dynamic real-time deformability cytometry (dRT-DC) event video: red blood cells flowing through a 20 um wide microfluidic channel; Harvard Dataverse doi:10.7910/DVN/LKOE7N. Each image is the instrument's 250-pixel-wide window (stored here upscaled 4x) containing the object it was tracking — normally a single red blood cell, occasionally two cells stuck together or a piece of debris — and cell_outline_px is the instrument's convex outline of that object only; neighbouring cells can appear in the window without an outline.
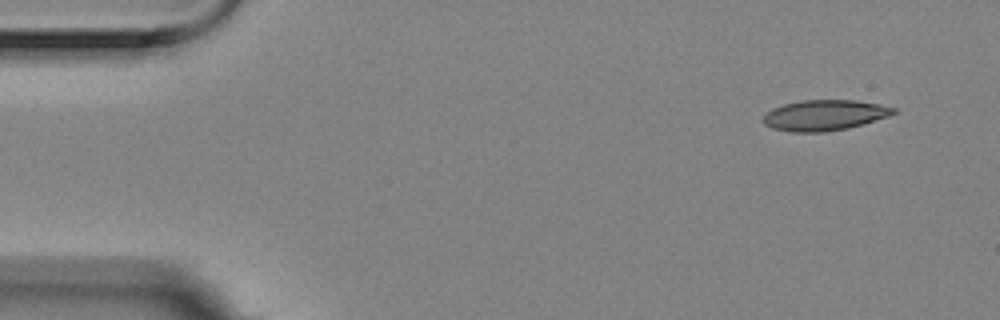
{"species": "Egyptian fruit bat (a non-hibernating species)", "species_latin": "Rousettus aegyptiacus", "temperature_condition": "room temperature", "stored_images_in_passage": 4, "camera_frame_rate_fps": 3000, "um_per_image_px": 0.085, "animal": {"sex": "female"}, "frame": {"image": 1, "passage_image": 1, "time_ms": 0.0, "image_size_px": [1000, 320], "cell_outline_px": [[896, 112], [888, 116], [848, 128], [824, 132], [792, 132], [772, 128], [764, 124], [764, 116], [772, 108], [784, 104], [804, 100], [856, 100], [880, 104], [896, 108]], "centroid_in_image_um": [70.08, 9.79], "position_along_channel_um": 14.9, "area_um2": 23.06}}